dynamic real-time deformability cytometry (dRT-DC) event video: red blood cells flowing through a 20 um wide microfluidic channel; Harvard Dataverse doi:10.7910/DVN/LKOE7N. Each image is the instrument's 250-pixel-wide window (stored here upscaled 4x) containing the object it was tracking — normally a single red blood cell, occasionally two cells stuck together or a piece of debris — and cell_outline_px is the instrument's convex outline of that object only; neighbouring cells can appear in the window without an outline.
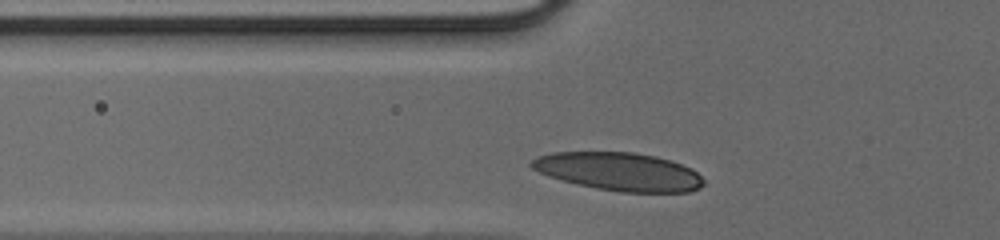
{"species": "human", "species_latin": "Homo sapiens", "temperature_condition": "cold", "stored_images_in_passage": 25, "camera_frame_rate_fps": 3000, "um_per_image_px": 0.085, "donor": {"sex": "male"}, "frame": {"image": 1, "passage_image": 2, "time_ms": 0.333, "image_size_px": [1000, 240], "cell_outline_px": [[704, 184], [700, 188], [692, 192], [620, 192], [596, 188], [576, 184], [560, 180], [548, 176], [532, 168], [528, 164], [532, 160], [540, 156], [552, 152], [632, 152], [656, 156], [680, 164], [696, 172], [704, 180]], "centroid_in_image_um": [52.6, 14.59], "position_along_channel_um": 73.2, "area_um2": 38.15}}
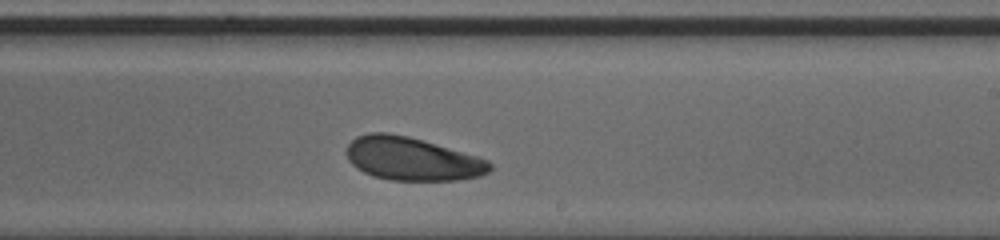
{"frame": {"image": 2, "passage_image": 15, "time_ms": 4.667, "image_size_px": [1000, 240], "cell_outline_px": [[492, 168], [488, 172], [480, 176], [456, 180], [388, 180], [372, 176], [356, 168], [348, 160], [348, 144], [356, 136], [368, 132], [388, 132], [408, 136], [476, 156], [488, 160], [492, 164]], "centroid_in_image_um": [35.0, 13.5], "position_along_channel_um": 254.0, "area_um2": 35.95}}
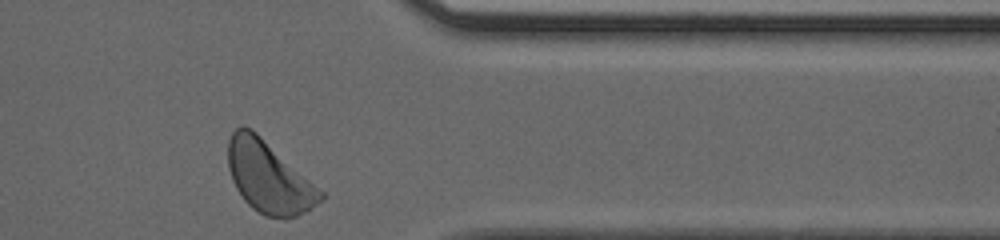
{"frame": {"image": 3, "passage_image": 25, "time_ms": 8.0, "image_size_px": [1000, 240], "cell_outline_px": [[324, 200], [304, 212], [296, 216], [284, 220], [264, 216], [252, 208], [244, 200], [236, 188], [232, 180], [228, 168], [228, 140], [232, 132], [236, 128], [252, 128], [324, 192]], "centroid_in_image_um": [22.85, 15.09], "position_along_channel_um": 388.6, "area_um2": 38.55}}